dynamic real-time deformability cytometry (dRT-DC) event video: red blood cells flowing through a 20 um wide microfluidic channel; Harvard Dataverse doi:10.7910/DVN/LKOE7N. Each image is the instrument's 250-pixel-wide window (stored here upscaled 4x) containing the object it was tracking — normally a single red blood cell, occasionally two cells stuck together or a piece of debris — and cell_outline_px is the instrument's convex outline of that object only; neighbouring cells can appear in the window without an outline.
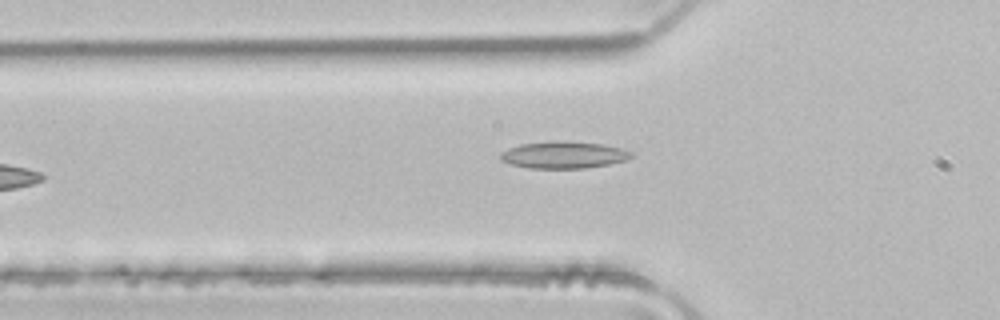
{"species": "common noctule bat (a hibernating species)", "species_latin": "Nyctalus noctula", "temperature_condition": "room temperature", "stored_images_in_passage": 5, "camera_frame_rate_fps": 3000, "um_per_image_px": 0.085, "animal": {"sex": "male", "body_mass_g": 21.5, "forearm_length_mm": 52.0}, "frame": {"image": 1, "passage_image": 5, "time_ms": 1.333, "image_size_px": [1000, 320], "cell_outline_px": [[632, 156], [624, 160], [608, 164], [584, 168], [528, 168], [508, 164], [500, 160], [500, 152], [508, 148], [520, 144], [556, 140], [564, 140], [600, 144], [620, 148], [632, 152]], "centroid_in_image_um": [47.83, 13.16], "position_along_channel_um": 78.0, "area_um2": 20.58}}